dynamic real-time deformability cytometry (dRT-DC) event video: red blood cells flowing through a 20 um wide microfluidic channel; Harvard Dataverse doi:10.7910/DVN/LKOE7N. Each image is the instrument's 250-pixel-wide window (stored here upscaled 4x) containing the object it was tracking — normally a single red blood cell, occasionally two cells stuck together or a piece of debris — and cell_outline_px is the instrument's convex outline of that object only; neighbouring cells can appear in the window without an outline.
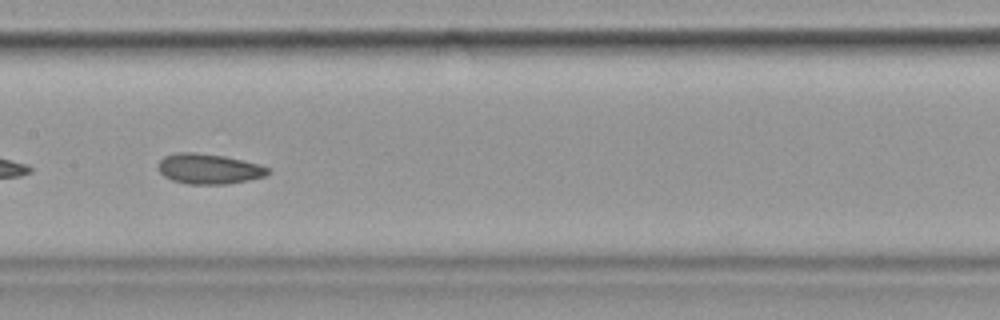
{"species": "common noctule bat (a hibernating species)", "species_latin": "Nyctalus noctula", "temperature_condition": "cold", "stored_images_in_passage": 40, "camera_frame_rate_fps": 3000, "um_per_image_px": 0.085, "animal": {"sex": "female", "body_mass_g": 19.9}, "frame": {"image": 1, "passage_image": 12, "time_ms": 3.667, "image_size_px": [1000, 320], "cell_outline_px": [[272, 172], [268, 176], [228, 184], [188, 184], [172, 180], [164, 176], [160, 172], [160, 160], [164, 156], [176, 152], [196, 152], [224, 156], [260, 164], [272, 168]], "centroid_in_image_um": [17.83, 14.35], "position_along_channel_um": 189.6, "area_um2": 19.54}}
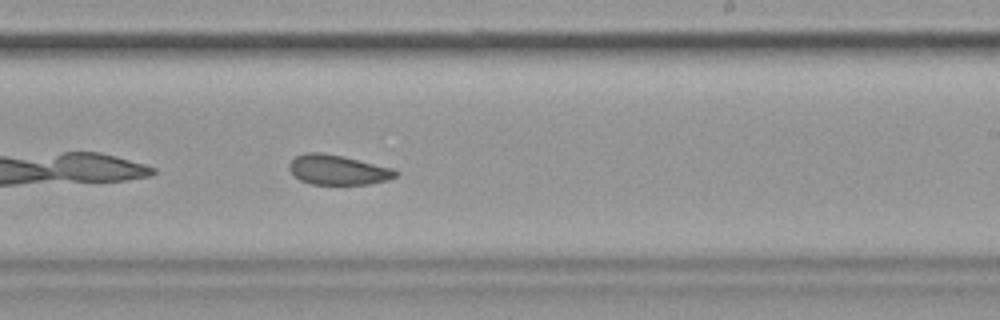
{"frame": {"image": 2, "passage_image": 18, "time_ms": 5.667, "image_size_px": [1000, 320], "cell_outline_px": [[400, 172], [396, 176], [388, 180], [368, 184], [312, 184], [300, 180], [288, 168], [288, 164], [296, 156], [304, 152], [320, 152], [344, 156], [392, 168]], "centroid_in_image_um": [28.72, 14.43], "position_along_channel_um": 260.3, "area_um2": 18.5}, "authors_computed_cell_mechanics": {"area_um2": 19.7098, "velocity_mm_per_s": 3.5537, "shape_relaxation_time_tau1_ms": 5.6921, "shape_relaxation_time_tau2_ms": 2.0347, "deformation_change_tau1": 0.0977, "deformation_change_tau2": 0.0722}}